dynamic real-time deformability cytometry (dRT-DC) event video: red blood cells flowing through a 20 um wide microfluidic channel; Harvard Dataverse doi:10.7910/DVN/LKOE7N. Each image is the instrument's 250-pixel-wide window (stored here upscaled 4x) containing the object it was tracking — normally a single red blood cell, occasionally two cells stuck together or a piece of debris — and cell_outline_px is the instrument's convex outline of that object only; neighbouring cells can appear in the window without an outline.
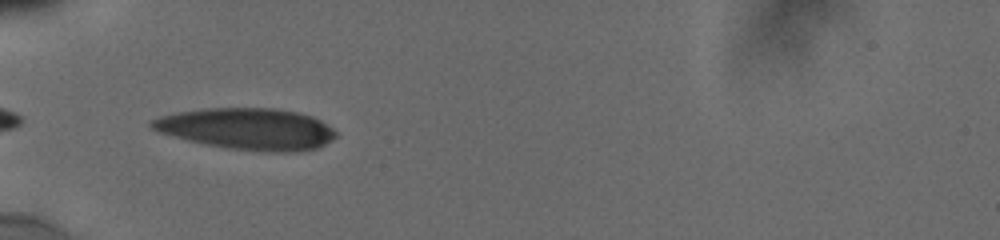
{"species": "human", "species_latin": "Homo sapiens", "temperature_condition": "cold", "stored_images_in_passage": 36, "camera_frame_rate_fps": 3000, "um_per_image_px": 0.085, "donor": {"sex": "male"}, "frame": {"image": 1, "passage_image": 1, "time_ms": 0.0, "image_size_px": [1000, 240], "cell_outline_px": [[336, 136], [332, 140], [316, 148], [300, 152], [268, 152], [228, 148], [188, 140], [160, 132], [152, 128], [148, 124], [148, 120], [160, 116], [180, 112], [204, 108], [276, 108], [296, 112], [312, 116], [320, 120], [332, 128], [336, 132]], "centroid_in_image_um": [21.03, 10.95], "position_along_channel_um": 64.0, "area_um2": 44.39}}
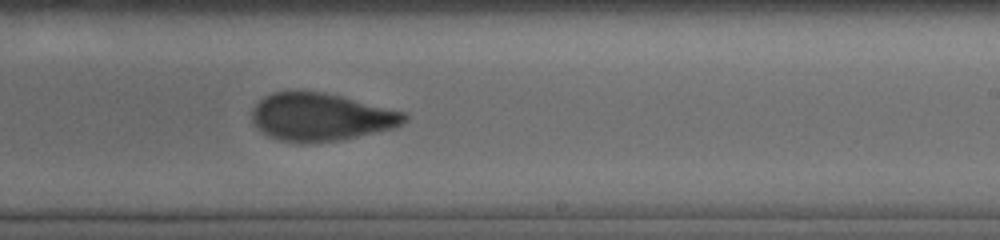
{"frame": {"image": 2, "passage_image": 17, "time_ms": 5.333, "image_size_px": [1000, 240], "cell_outline_px": [[408, 120], [396, 128], [340, 140], [308, 144], [300, 144], [280, 140], [268, 136], [252, 120], [252, 108], [264, 96], [272, 92], [288, 88], [324, 92], [404, 112], [408, 116]], "centroid_in_image_um": [27.25, 9.93], "position_along_channel_um": 261.8, "area_um2": 43.06}}
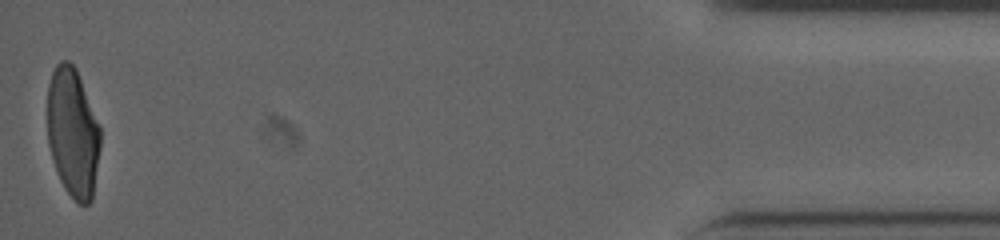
{"frame": {"image": 3, "passage_image": 36, "time_ms": 11.667, "image_size_px": [1000, 240], "cell_outline_px": [[100, 148], [92, 200], [88, 204], [80, 204], [64, 188], [60, 180], [48, 144], [48, 84], [52, 72], [56, 64], [60, 60], [68, 60], [76, 68], [100, 128]], "centroid_in_image_um": [6.19, 11.26], "position_along_channel_um": 429.0, "area_um2": 39.54}, "authors_computed_cell_mechanics": {"area_um2": 42.6564, "velocity_mm_per_s": 3.8502, "shape_relaxation_time_tau1_ms": 4.5518, "shape_relaxation_time_tau2_ms": 1.4824, "deformation_change_tau1": 0.1686, "deformation_change_tau2": 0.0719}}